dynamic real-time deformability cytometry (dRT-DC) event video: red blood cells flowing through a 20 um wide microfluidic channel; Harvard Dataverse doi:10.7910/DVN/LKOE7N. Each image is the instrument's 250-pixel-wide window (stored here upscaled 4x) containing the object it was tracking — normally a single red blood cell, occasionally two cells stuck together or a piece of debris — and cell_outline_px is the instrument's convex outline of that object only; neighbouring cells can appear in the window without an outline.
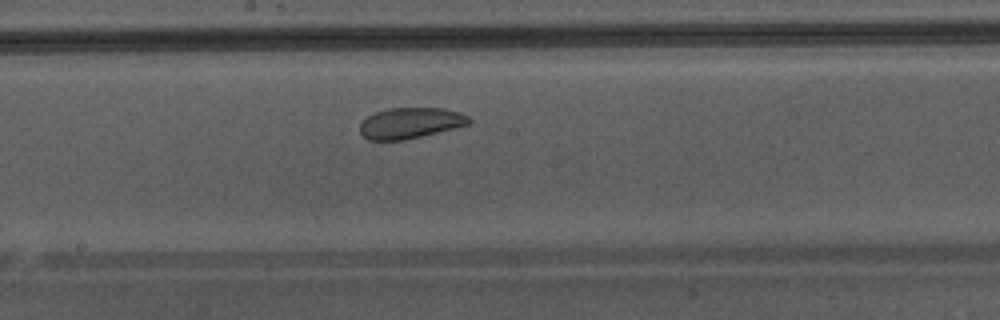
{"species": "Egyptian fruit bat (a non-hibernating species)", "species_latin": "Rousettus aegyptiacus", "temperature_condition": "warm", "stored_images_in_passage": 33, "camera_frame_rate_fps": 3000, "um_per_image_px": 0.085, "animal": {"sex": "male"}, "frame": {"image": 1, "passage_image": 15, "time_ms": 4.667, "image_size_px": [1000, 320], "cell_outline_px": [[472, 120], [468, 124], [404, 140], [368, 140], [360, 132], [360, 124], [368, 116], [376, 112], [388, 108], [444, 108], [460, 112], [468, 116]], "centroid_in_image_um": [34.87, 10.45], "position_along_channel_um": 213.3, "area_um2": 19.36}, "authors_computed_cell_mechanics": {"area_um2": 19.9988, "velocity_mm_per_s": 4.3101, "shape_relaxation_time_tau1_ms": 4.5849, "shape_relaxation_time_tau2_ms": 1.4763, "deformation_change_tau1": 0.0671, "deformation_change_tau2": 0.0669}}